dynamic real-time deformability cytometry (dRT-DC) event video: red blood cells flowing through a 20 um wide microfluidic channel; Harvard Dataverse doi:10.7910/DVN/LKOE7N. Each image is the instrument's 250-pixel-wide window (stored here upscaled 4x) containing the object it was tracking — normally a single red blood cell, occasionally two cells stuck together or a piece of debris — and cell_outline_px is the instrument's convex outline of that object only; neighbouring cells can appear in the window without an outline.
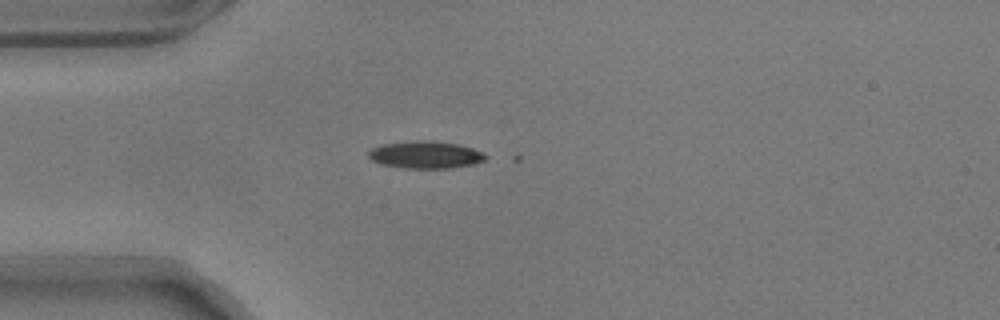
{"species": "common noctule bat (a hibernating species)", "species_latin": "Nyctalus noctula", "temperature_condition": "warm", "stored_images_in_passage": 3, "camera_frame_rate_fps": 3000, "um_per_image_px": 0.085, "animal": {"sex": "male", "body_mass_g": 17.9}, "frame": {"image": 1, "passage_image": 2, "time_ms": 0.333, "image_size_px": [1000, 320], "cell_outline_px": [[488, 156], [484, 160], [476, 164], [452, 168], [404, 168], [380, 164], [372, 160], [368, 156], [368, 152], [372, 148], [384, 144], [412, 140], [424, 140], [456, 144], [472, 148]], "centroid_in_image_um": [36.15, 13.16], "position_along_channel_um": 48.8, "area_um2": 18.55}}